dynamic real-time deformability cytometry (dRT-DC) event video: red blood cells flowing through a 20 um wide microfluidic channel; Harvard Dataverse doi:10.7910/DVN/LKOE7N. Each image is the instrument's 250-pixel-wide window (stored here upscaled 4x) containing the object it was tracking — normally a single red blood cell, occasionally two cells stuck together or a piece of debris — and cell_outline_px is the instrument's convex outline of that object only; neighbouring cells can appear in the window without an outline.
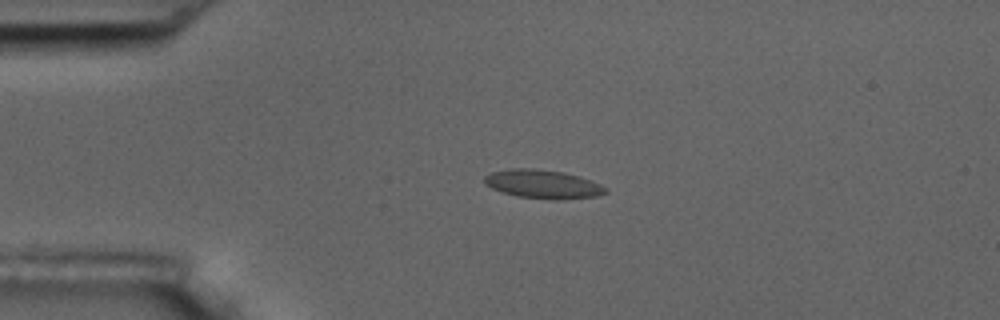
{"species": "common noctule bat (a hibernating species)", "species_latin": "Nyctalus noctula", "temperature_condition": "room temperature", "stored_images_in_passage": 5, "camera_frame_rate_fps": 3000, "um_per_image_px": 0.085, "animal": {"sex": "male", "body_mass_g": 17.5, "forearm_length_mm": 52.3}, "frame": {"image": 1, "passage_image": 4, "time_ms": 3.333, "image_size_px": [1000, 320], "cell_outline_px": [[608, 192], [596, 196], [556, 200], [516, 196], [492, 188], [484, 184], [484, 176], [492, 172], [512, 168], [532, 168], [564, 172], [580, 176], [600, 184], [608, 188]], "centroid_in_image_um": [46.16, 15.65], "position_along_channel_um": 38.8, "area_um2": 20.23}}